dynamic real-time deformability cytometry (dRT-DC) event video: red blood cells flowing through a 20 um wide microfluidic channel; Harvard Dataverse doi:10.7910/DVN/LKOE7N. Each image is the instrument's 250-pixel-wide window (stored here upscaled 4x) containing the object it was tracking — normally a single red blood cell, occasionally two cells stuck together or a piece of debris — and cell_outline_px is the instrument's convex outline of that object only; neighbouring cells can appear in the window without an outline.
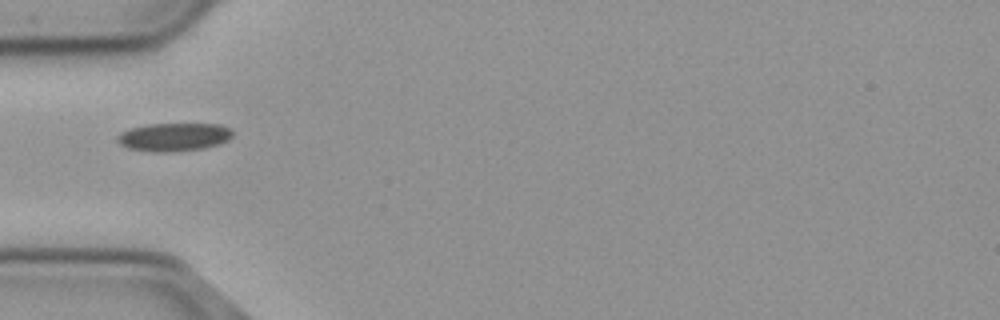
{"species": "common noctule bat (a hibernating species)", "species_latin": "Nyctalus noctula", "temperature_condition": "cold", "stored_images_in_passage": 31, "camera_frame_rate_fps": 3000, "um_per_image_px": 0.085, "animal": {"sex": "male", "body_mass_g": 23.1, "forearm_length_mm": 52.7}, "frame": {"image": 1, "passage_image": 1, "time_ms": 0.0, "image_size_px": [1000, 320], "cell_outline_px": [[232, 136], [228, 140], [220, 144], [204, 148], [172, 152], [152, 152], [128, 148], [120, 144], [116, 140], [116, 136], [120, 132], [132, 128], [148, 124], [220, 124], [228, 128], [232, 132]], "centroid_in_image_um": [14.76, 11.65], "position_along_channel_um": 70.2, "area_um2": 19.02}}
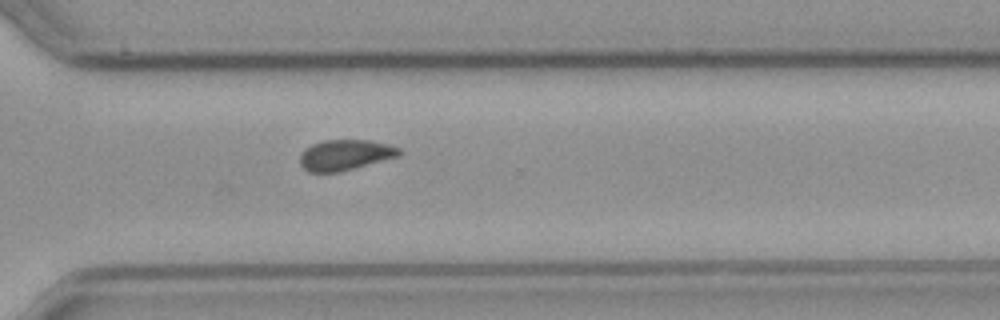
{"frame": {"image": 2, "passage_image": 23, "time_ms": 7.333, "image_size_px": [1000, 320], "cell_outline_px": [[400, 156], [340, 172], [308, 172], [300, 164], [300, 156], [304, 148], [312, 144], [324, 140], [368, 140], [388, 144], [400, 148]], "centroid_in_image_um": [29.33, 13.17], "position_along_channel_um": 341.3, "area_um2": 17.74}}
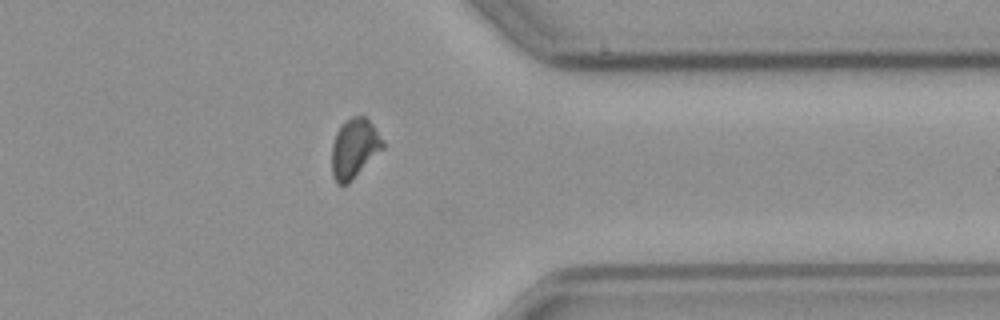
{"frame": {"image": 3, "passage_image": 27, "time_ms": 8.667, "image_size_px": [1000, 320], "cell_outline_px": [[384, 148], [348, 184], [336, 184], [332, 176], [332, 144], [336, 132], [344, 120], [352, 116], [364, 116], [372, 124], [384, 140]], "centroid_in_image_um": [30.11, 12.61], "position_along_channel_um": 381.3, "area_um2": 17.8}, "authors_computed_cell_mechanics": {"area_um2": 18.4382, "velocity_mm_per_s": 3.6823, "shape_relaxation_time_tau1_ms": 5.5111, "shape_relaxation_time_tau2_ms": 5.0586, "deformation_change_tau1": 0.1133, "deformation_change_tau2": 0.0802}}